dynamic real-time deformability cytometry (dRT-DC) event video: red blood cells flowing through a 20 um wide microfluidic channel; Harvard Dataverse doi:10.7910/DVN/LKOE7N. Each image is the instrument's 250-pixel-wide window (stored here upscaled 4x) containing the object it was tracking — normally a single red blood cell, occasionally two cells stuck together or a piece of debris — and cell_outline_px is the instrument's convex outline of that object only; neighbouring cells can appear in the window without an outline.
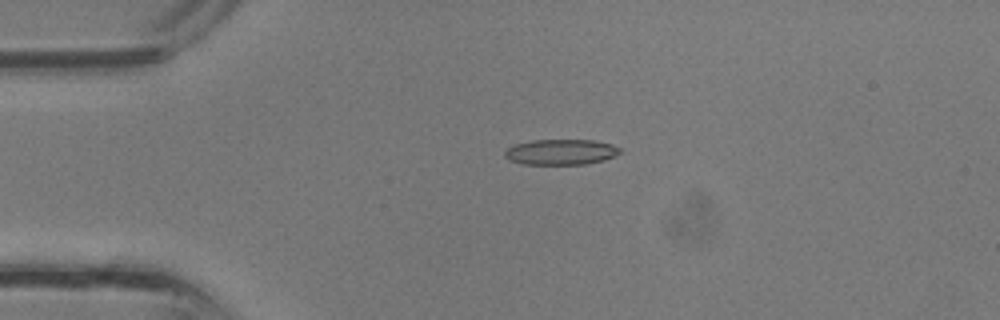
{"species": "common noctule bat (a hibernating species)", "species_latin": "Nyctalus noctula", "temperature_condition": "room temperature", "stored_images_in_passage": 29, "camera_frame_rate_fps": 3000, "um_per_image_px": 0.085, "animal": {"sex": "male", "body_mass_g": 13.3}, "frame": {"image": 1, "passage_image": 1, "time_ms": 0.0, "image_size_px": [1000, 320], "cell_outline_px": [[624, 152], [604, 160], [584, 164], [520, 164], [508, 160], [504, 156], [504, 152], [508, 148], [516, 144], [532, 140], [592, 140], [612, 144], [620, 148]], "centroid_in_image_um": [47.68, 12.92], "position_along_channel_um": 37.3, "area_um2": 17.22}}
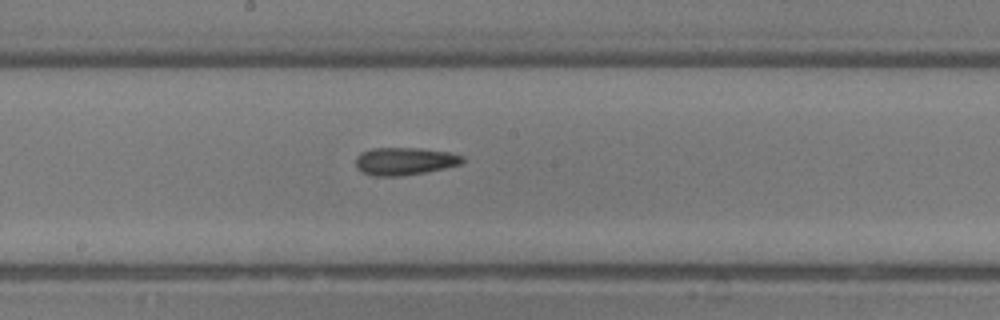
{"frame": {"image": 2, "passage_image": 12, "time_ms": 3.667, "image_size_px": [1000, 320], "cell_outline_px": [[464, 160], [460, 164], [444, 168], [424, 172], [400, 176], [372, 176], [360, 172], [356, 168], [356, 156], [360, 152], [372, 148], [420, 148], [448, 152], [464, 156]], "centroid_in_image_um": [34.34, 13.7], "position_along_channel_um": 213.9, "area_um2": 17.28}}
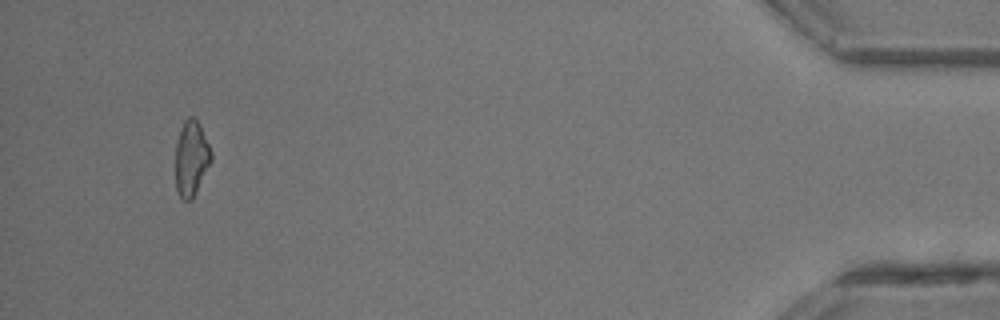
{"frame": {"image": 3, "passage_image": 27, "time_ms": 8.667, "image_size_px": [1000, 320], "cell_outline_px": [[212, 160], [192, 200], [184, 200], [176, 192], [176, 144], [180, 128], [184, 120], [188, 116], [196, 116], [200, 124], [212, 152]], "centroid_in_image_um": [16.26, 13.42], "position_along_channel_um": 418.9, "area_um2": 15.84}}